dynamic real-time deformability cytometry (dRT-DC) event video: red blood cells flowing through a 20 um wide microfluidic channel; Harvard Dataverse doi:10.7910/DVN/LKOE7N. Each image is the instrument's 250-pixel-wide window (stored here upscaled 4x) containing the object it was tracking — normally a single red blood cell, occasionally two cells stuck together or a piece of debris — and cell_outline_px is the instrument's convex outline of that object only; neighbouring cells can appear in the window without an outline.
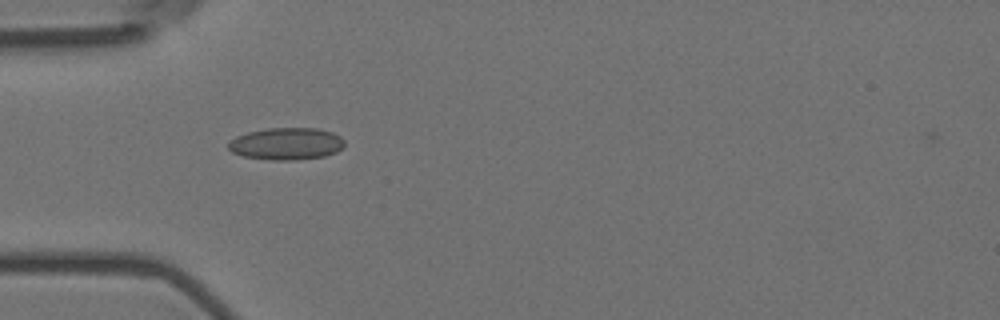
{"species": "Egyptian fruit bat (a non-hibernating species)", "species_latin": "Rousettus aegyptiacus", "temperature_condition": "room temperature", "stored_images_in_passage": 6, "camera_frame_rate_fps": 3000, "um_per_image_px": 0.085, "animal": {"sex": "female"}, "frame": {"image": 1, "passage_image": 2, "time_ms": 0.333, "image_size_px": [1000, 320], "cell_outline_px": [[344, 144], [336, 152], [324, 156], [296, 160], [272, 160], [244, 156], [232, 152], [228, 148], [228, 140], [236, 136], [248, 132], [268, 128], [316, 128], [332, 132], [340, 136], [344, 140]], "centroid_in_image_um": [24.32, 12.21], "position_along_channel_um": 60.7, "area_um2": 21.73}}
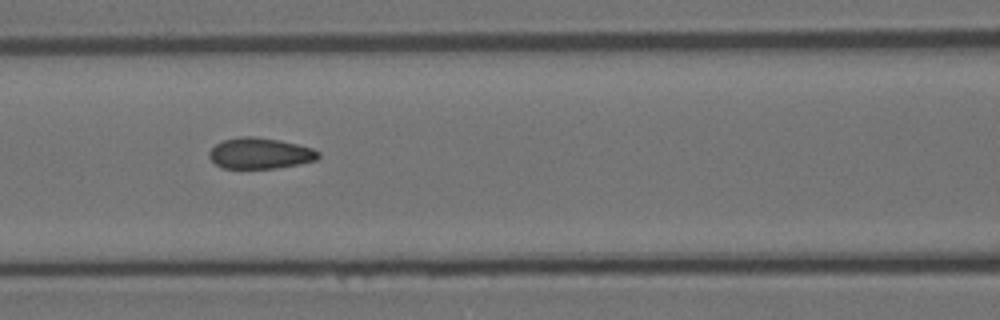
{"frame": {"image": 2, "passage_image": 4, "time_ms": 1.0, "image_size_px": [1000, 320], "cell_outline_px": [[320, 156], [316, 160], [276, 168], [224, 168], [216, 164], [208, 156], [208, 152], [216, 144], [224, 140], [240, 136], [256, 136], [280, 140], [312, 148], [320, 152]], "centroid_in_image_um": [22.09, 13.02], "position_along_channel_um": 144.5, "area_um2": 19.59}}
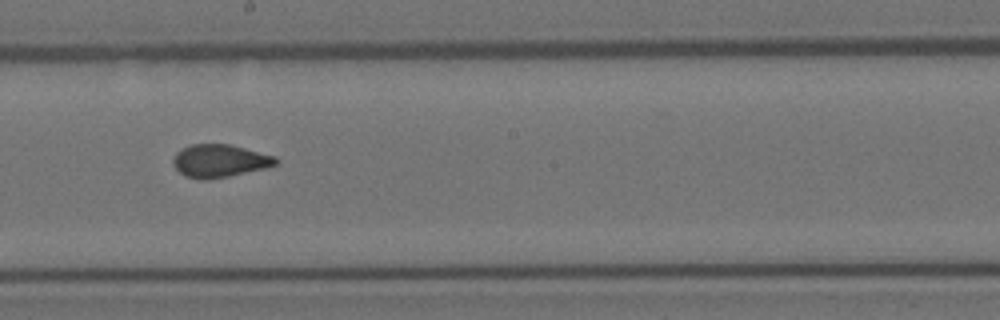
{"frame": {"image": 3, "passage_image": 6, "time_ms": 1.667, "image_size_px": [1000, 320], "cell_outline_px": [[276, 164], [264, 168], [228, 176], [208, 180], [200, 180], [184, 176], [176, 168], [172, 160], [176, 152], [192, 144], [232, 144], [276, 156]], "centroid_in_image_um": [18.65, 13.67], "position_along_channel_um": 229.5, "area_um2": 19.59}}